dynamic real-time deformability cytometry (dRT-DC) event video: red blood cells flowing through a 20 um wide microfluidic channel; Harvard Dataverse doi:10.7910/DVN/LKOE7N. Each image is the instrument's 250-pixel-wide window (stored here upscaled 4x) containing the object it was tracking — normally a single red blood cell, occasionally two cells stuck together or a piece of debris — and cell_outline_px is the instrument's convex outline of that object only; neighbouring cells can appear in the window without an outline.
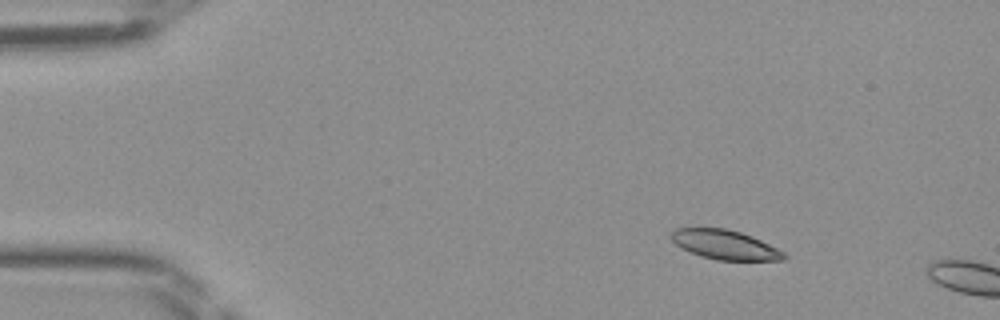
{"species": "Egyptian fruit bat (a non-hibernating species)", "species_latin": "Rousettus aegyptiacus", "temperature_condition": "room temperature", "stored_images_in_passage": 4, "camera_frame_rate_fps": 3000, "um_per_image_px": 0.085, "frame": {"image": 1, "passage_image": 1, "time_ms": 0.0, "image_size_px": [1000, 320], "cell_outline_px": [[788, 256], [784, 260], [716, 260], [700, 256], [676, 244], [672, 240], [672, 232], [676, 228], [724, 228], [740, 232], [752, 236], [784, 252]], "centroid_in_image_um": [61.65, 20.8], "position_along_channel_um": 23.4, "area_um2": 19.02}}